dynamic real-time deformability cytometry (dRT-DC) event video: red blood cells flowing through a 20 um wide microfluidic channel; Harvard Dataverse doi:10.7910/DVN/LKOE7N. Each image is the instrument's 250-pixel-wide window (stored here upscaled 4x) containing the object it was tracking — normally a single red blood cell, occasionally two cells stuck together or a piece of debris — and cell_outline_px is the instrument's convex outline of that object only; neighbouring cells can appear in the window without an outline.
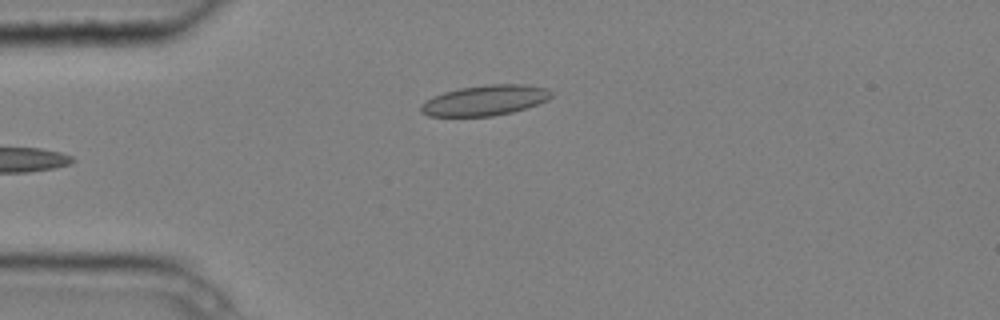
{"species": "common noctule bat (a hibernating species)", "species_latin": "Nyctalus noctula", "temperature_condition": "cold", "stored_images_in_passage": 5, "camera_frame_rate_fps": 3000, "um_per_image_px": 0.085, "animal": {"sex": "male", "body_mass_g": 20.4}, "frame": {"image": 1, "passage_image": 5, "time_ms": 1.333, "image_size_px": [1000, 320], "cell_outline_px": [[552, 96], [548, 100], [512, 112], [492, 116], [428, 116], [420, 112], [420, 104], [432, 96], [444, 92], [460, 88], [488, 84], [524, 84], [548, 88], [552, 92]], "centroid_in_image_um": [41.21, 8.52], "position_along_channel_um": 43.8, "area_um2": 23.12}}